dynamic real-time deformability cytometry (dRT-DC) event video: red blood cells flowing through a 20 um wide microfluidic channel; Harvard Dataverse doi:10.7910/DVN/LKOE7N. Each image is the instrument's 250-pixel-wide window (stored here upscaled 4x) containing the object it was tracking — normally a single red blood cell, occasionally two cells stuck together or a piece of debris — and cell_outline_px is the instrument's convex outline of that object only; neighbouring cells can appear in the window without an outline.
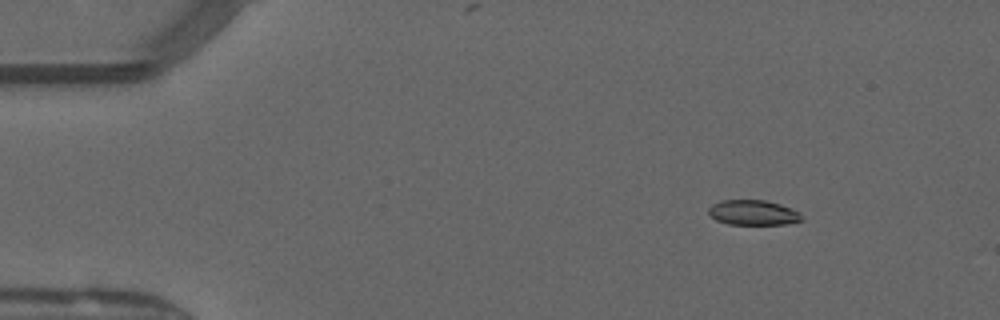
{"species": "common noctule bat (a hibernating species)", "species_latin": "Nyctalus noctula", "temperature_condition": "warm", "stored_images_in_passage": 45, "camera_frame_rate_fps": 3000, "um_per_image_px": 0.085, "animal": {"sex": "male", "forearm_length_mm": 52.5}, "frame": {"image": 1, "passage_image": 1, "time_ms": 0.0, "image_size_px": [1000, 320], "cell_outline_px": [[804, 220], [784, 224], [728, 224], [716, 220], [708, 212], [708, 208], [712, 204], [720, 200], [764, 200], [780, 204], [800, 212]], "centroid_in_image_um": [64.02, 18.07], "position_along_channel_um": 21.0, "area_um2": 13.58}}
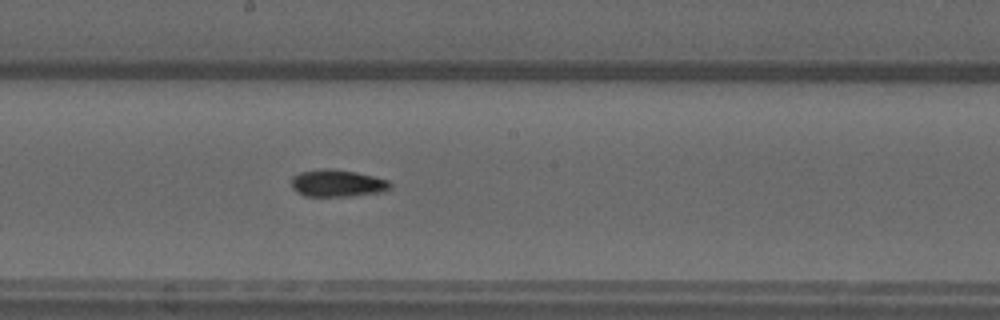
{"frame": {"image": 2, "passage_image": 22, "time_ms": 7.0, "image_size_px": [1000, 320], "cell_outline_px": [[392, 188], [384, 192], [352, 196], [304, 196], [296, 192], [292, 188], [292, 176], [300, 172], [320, 168], [332, 168], [356, 172], [388, 180], [392, 184]], "centroid_in_image_um": [28.68, 15.57], "position_along_channel_um": 219.5, "area_um2": 15.9}}
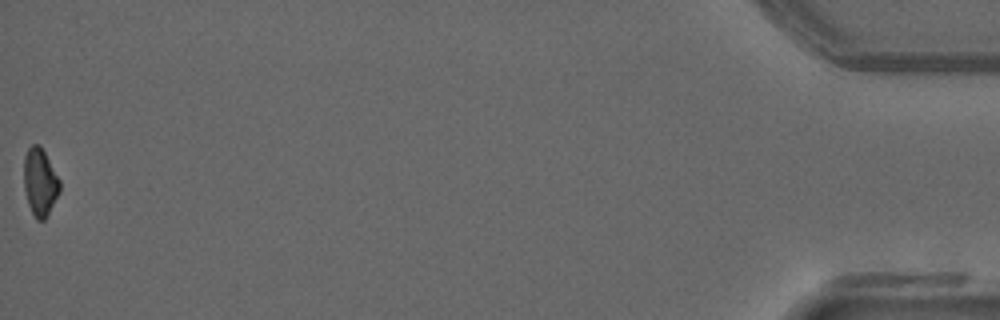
{"frame": {"image": 3, "passage_image": 45, "time_ms": 14.667, "image_size_px": [1000, 320], "cell_outline_px": [[60, 192], [44, 220], [36, 220], [28, 204], [24, 188], [24, 156], [28, 148], [32, 144], [40, 144], [60, 180]], "centroid_in_image_um": [3.4, 15.46], "position_along_channel_um": 431.8, "area_um2": 14.1}, "authors_computed_cell_mechanics": {"area_um2": 14.9124, "velocity_mm_per_s": 4.0962, "shape_relaxation_time_tau1_ms": null, "shape_relaxation_time_tau2_ms": 7.5365, "deformation_change_tau1": null, "deformation_change_tau2": 0.0949}}